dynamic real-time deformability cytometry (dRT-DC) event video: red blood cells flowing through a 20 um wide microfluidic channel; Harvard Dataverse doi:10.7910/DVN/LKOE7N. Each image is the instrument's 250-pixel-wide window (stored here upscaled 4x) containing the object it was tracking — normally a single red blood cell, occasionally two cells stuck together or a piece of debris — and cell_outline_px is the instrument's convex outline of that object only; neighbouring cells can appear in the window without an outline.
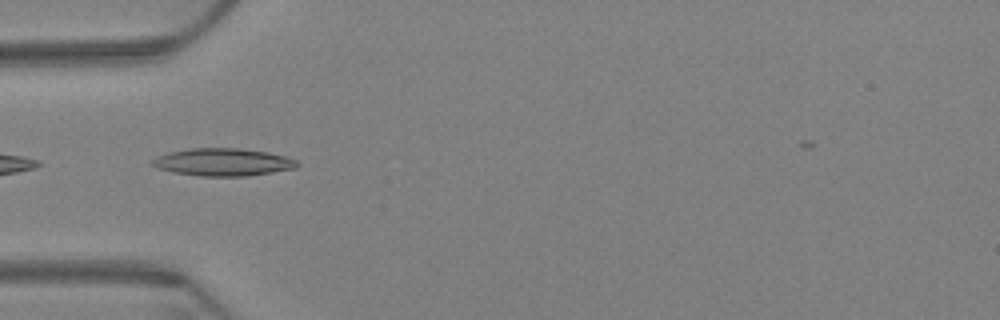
{"species": "Egyptian fruit bat (a non-hibernating species)", "species_latin": "Rousettus aegyptiacus", "temperature_condition": "warm", "stored_images_in_passage": 6, "camera_frame_rate_fps": 3000, "um_per_image_px": 0.085, "animal": {"sex": "female"}, "frame": {"image": 1, "passage_image": 2, "time_ms": 0.333, "image_size_px": [1000, 320], "cell_outline_px": [[300, 164], [296, 168], [248, 176], [200, 176], [172, 172], [160, 168], [152, 164], [152, 160], [156, 156], [168, 152], [192, 148], [240, 148], [268, 152], [284, 156], [296, 160]], "centroid_in_image_um": [18.96, 13.78], "position_along_channel_um": 66.0, "area_um2": 23.24}}
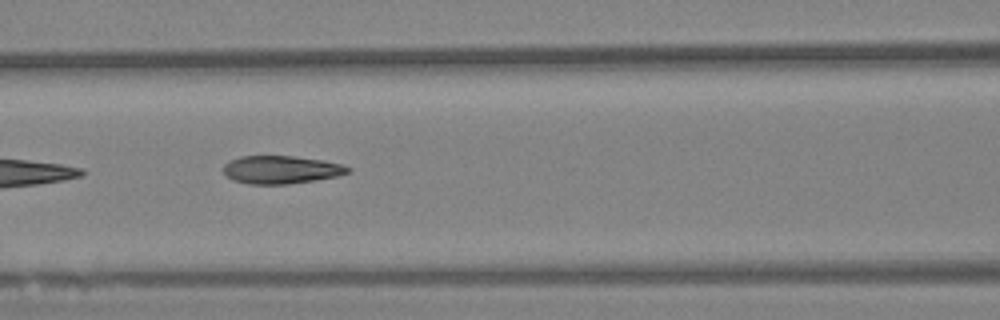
{"frame": {"image": 2, "passage_image": 4, "time_ms": 1.0, "image_size_px": [1000, 320], "cell_outline_px": [[352, 172], [336, 176], [316, 180], [288, 184], [248, 184], [232, 180], [224, 172], [224, 164], [228, 160], [240, 156], [292, 156], [320, 160], [340, 164], [352, 168]], "centroid_in_image_um": [23.88, 14.43], "position_along_channel_um": 142.7, "area_um2": 20.29}}
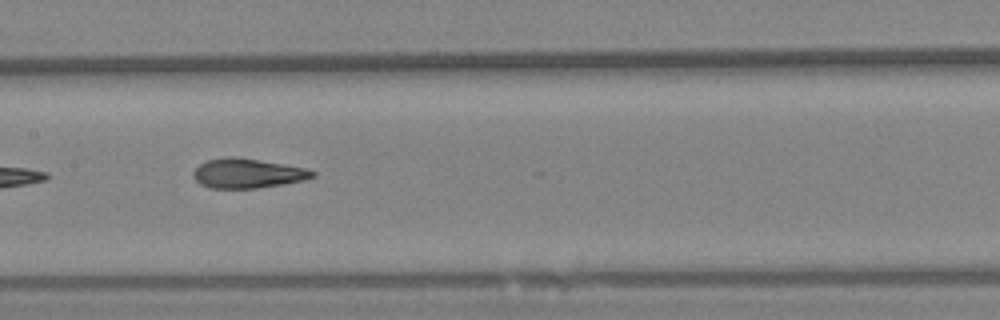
{"frame": {"image": 3, "passage_image": 5, "time_ms": 1.333, "image_size_px": [1000, 320], "cell_outline_px": [[316, 176], [304, 180], [284, 184], [256, 188], [212, 188], [200, 184], [192, 176], [192, 172], [200, 164], [208, 160], [228, 156], [236, 156], [308, 168], [316, 172]], "centroid_in_image_um": [21.06, 14.73], "position_along_channel_um": 186.3, "area_um2": 20.63}}